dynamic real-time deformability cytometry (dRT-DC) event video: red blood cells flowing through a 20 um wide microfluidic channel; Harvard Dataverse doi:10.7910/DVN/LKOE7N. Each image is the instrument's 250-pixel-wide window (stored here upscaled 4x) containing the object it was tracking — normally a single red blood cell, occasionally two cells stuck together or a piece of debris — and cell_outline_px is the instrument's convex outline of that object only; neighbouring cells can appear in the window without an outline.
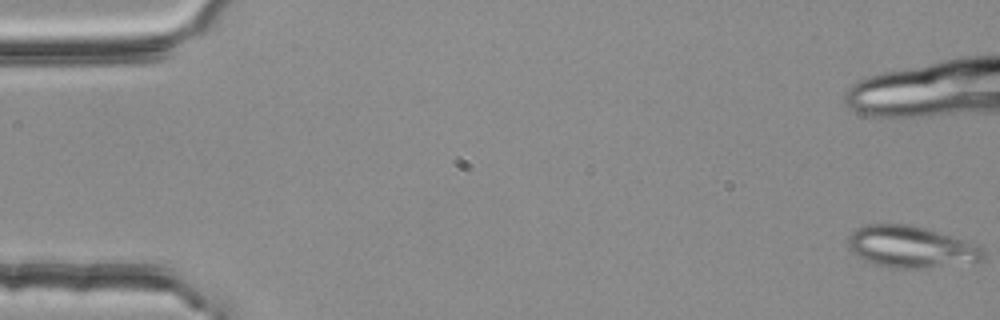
{"species": "common noctule bat (a hibernating species)", "species_latin": "Nyctalus noctula", "temperature_condition": "room temperature", "stored_images_in_passage": 15, "camera_frame_rate_fps": 3000, "um_per_image_px": 0.085, "animal": {"sex": "female", "body_mass_g": 25.1}, "frame": {"image": 1, "passage_image": 1, "time_ms": 0.0, "image_size_px": [1000, 320], "cell_outline_px": [[984, 260], [916, 268], [888, 268], [864, 260], [852, 252], [848, 248], [848, 236], [852, 232], [864, 224], [908, 224], [924, 228], [964, 240], [984, 248]], "centroid_in_image_um": [77.37, 20.97], "position_along_channel_um": 7.6, "area_um2": 32.37}}